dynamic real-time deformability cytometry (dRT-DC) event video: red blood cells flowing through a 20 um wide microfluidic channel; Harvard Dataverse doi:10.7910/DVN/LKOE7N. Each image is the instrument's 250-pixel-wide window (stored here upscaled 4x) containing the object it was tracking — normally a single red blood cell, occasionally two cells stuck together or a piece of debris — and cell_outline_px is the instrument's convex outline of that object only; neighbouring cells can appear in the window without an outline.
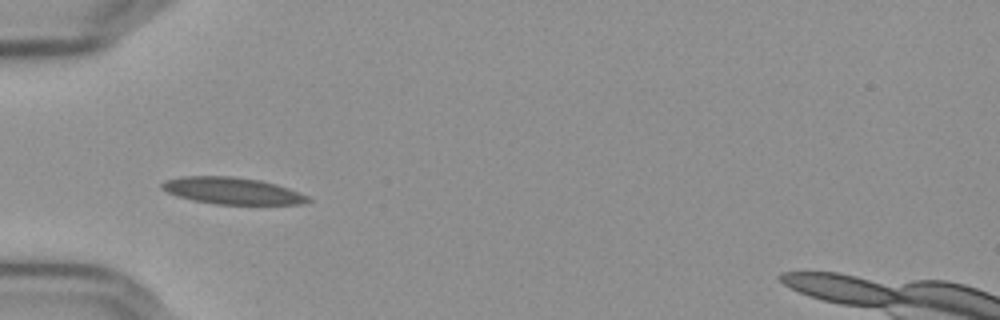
{"species": "Egyptian fruit bat (a non-hibernating species)", "species_latin": "Rousettus aegyptiacus", "temperature_condition": "cold", "stored_images_in_passage": 39, "camera_frame_rate_fps": 3000, "um_per_image_px": 0.085, "frame": {"image": 1, "passage_image": 1, "time_ms": 0.0, "image_size_px": [1000, 320], "cell_outline_px": [[312, 200], [304, 204], [216, 204], [192, 200], [168, 192], [160, 188], [160, 184], [164, 180], [184, 176], [232, 176], [260, 180], [276, 184], [300, 192], [308, 196]], "centroid_in_image_um": [19.75, 16.21], "position_along_channel_um": 65.3, "area_um2": 22.77}}
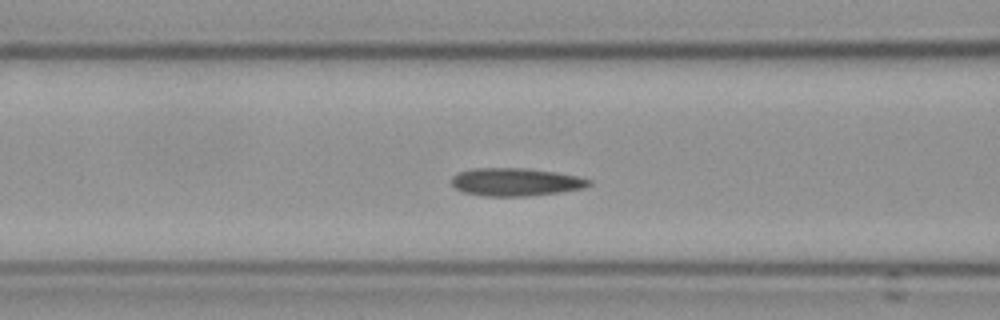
{"frame": {"image": 2, "passage_image": 6, "time_ms": 1.667, "image_size_px": [1000, 320], "cell_outline_px": [[592, 184], [584, 188], [528, 196], [480, 196], [464, 192], [456, 188], [452, 184], [452, 176], [460, 172], [472, 168], [524, 168], [556, 172], [576, 176], [592, 180]], "centroid_in_image_um": [43.82, 15.47], "position_along_channel_um": 122.8, "area_um2": 22.25}}
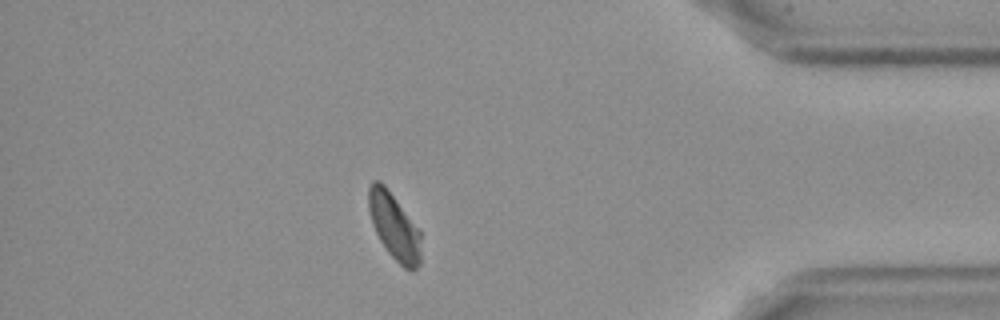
{"frame": {"image": 3, "passage_image": 32, "time_ms": 10.333, "image_size_px": [1000, 320], "cell_outline_px": [[420, 264], [412, 272], [404, 268], [388, 252], [380, 240], [372, 224], [368, 208], [368, 188], [372, 180], [380, 180], [384, 184], [420, 228]], "centroid_in_image_um": [33.51, 19.22], "position_along_channel_um": 401.7, "area_um2": 20.46}, "authors_computed_cell_mechanics": {"area_um2": 21.2704, "velocity_mm_per_s": 3.5936, "shape_relaxation_time_tau1_ms": null, "shape_relaxation_time_tau2_ms": 1.6569, "deformation_change_tau1": null, "deformation_change_tau2": 0.0496}}